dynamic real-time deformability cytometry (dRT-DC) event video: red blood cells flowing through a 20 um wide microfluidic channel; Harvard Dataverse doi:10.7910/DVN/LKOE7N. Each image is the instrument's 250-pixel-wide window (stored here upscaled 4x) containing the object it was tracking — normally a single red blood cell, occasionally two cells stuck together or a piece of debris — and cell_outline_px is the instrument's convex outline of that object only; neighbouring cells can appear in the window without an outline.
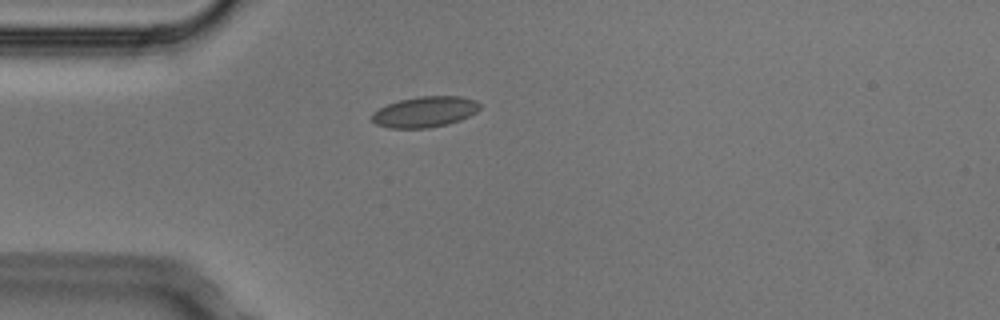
{"species": "Egyptian fruit bat (a non-hibernating species)", "species_latin": "Rousettus aegyptiacus", "temperature_condition": "cold", "stored_images_in_passage": 2, "camera_frame_rate_fps": 3000, "um_per_image_px": 0.085, "animal": {"sex": "male"}, "frame": {"image": 1, "passage_image": 1, "time_ms": 0.0, "image_size_px": [1000, 320], "cell_outline_px": [[480, 108], [476, 112], [460, 120], [448, 124], [428, 128], [392, 128], [376, 124], [372, 120], [372, 112], [388, 104], [400, 100], [420, 96], [460, 96], [476, 100], [480, 104]], "centroid_in_image_um": [36.13, 9.5], "position_along_channel_um": 48.9, "area_um2": 19.25}}